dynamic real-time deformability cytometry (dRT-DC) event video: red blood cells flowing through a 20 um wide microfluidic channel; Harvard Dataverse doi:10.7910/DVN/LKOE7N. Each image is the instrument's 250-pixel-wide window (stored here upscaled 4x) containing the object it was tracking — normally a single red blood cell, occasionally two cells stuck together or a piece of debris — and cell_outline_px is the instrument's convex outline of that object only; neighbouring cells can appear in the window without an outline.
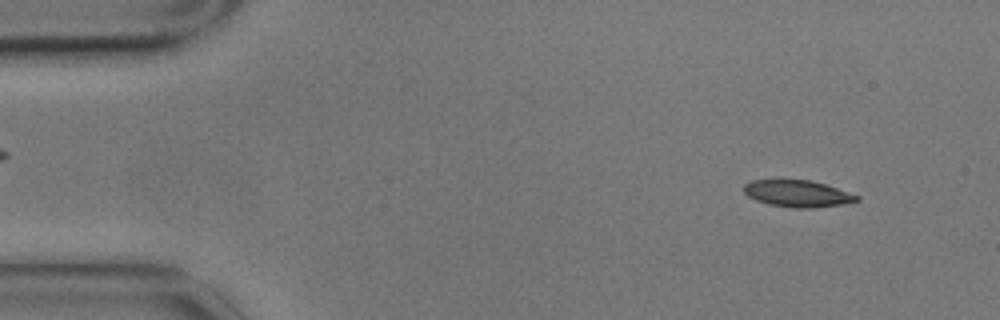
{"species": "common noctule bat (a hibernating species)", "species_latin": "Nyctalus noctula", "temperature_condition": "cold", "stored_images_in_passage": 5, "camera_frame_rate_fps": 3000, "um_per_image_px": 0.085, "animal": {"sex": "male", "body_mass_g": 17.9}, "frame": {"image": 1, "passage_image": 2, "time_ms": 0.333, "image_size_px": [1000, 320], "cell_outline_px": [[860, 200], [840, 204], [812, 208], [796, 208], [768, 204], [756, 200], [748, 196], [744, 192], [744, 184], [752, 180], [808, 180], [824, 184], [860, 196]], "centroid_in_image_um": [67.77, 16.46], "position_along_channel_um": 17.2, "area_um2": 17.34}}
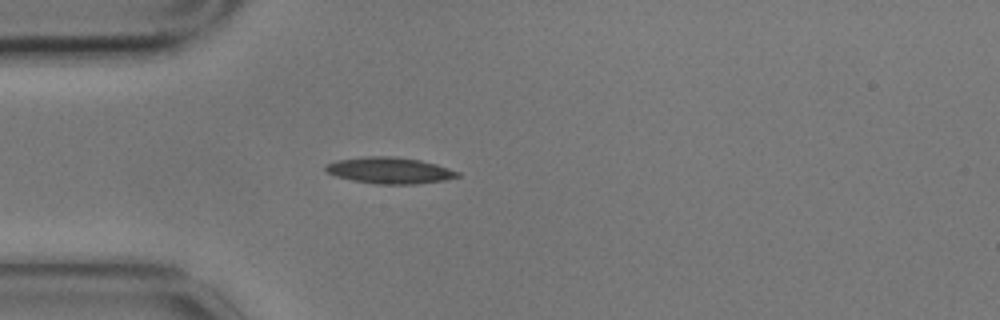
{"frame": {"image": 2, "passage_image": 5, "time_ms": 1.333, "image_size_px": [1000, 320], "cell_outline_px": [[460, 176], [444, 180], [416, 184], [376, 184], [352, 180], [336, 176], [328, 172], [324, 168], [324, 164], [336, 160], [368, 156], [392, 156], [420, 160], [436, 164], [460, 172]], "centroid_in_image_um": [33.1, 14.48], "position_along_channel_um": 51.9, "area_um2": 20.23}}